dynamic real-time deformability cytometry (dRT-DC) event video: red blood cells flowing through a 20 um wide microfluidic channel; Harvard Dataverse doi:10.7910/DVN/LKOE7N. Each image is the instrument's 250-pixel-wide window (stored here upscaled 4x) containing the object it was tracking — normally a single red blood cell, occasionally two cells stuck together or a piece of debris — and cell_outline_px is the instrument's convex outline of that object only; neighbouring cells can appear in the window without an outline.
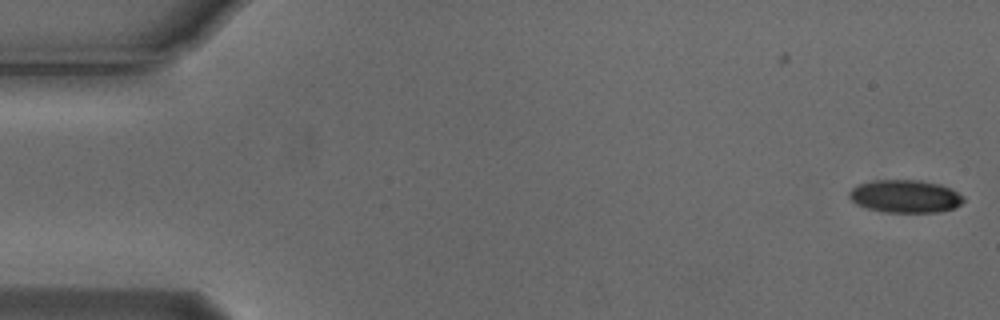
{"species": "Egyptian fruit bat (a non-hibernating species)", "species_latin": "Rousettus aegyptiacus", "temperature_condition": "cold", "stored_images_in_passage": 3, "camera_frame_rate_fps": 3000, "um_per_image_px": 0.085, "animal": {"sex": "male"}, "frame": {"image": 1, "passage_image": 1, "time_ms": 0.0, "image_size_px": [1000, 320], "cell_outline_px": [[964, 200], [956, 208], [940, 212], [884, 212], [864, 208], [856, 204], [848, 196], [848, 192], [856, 184], [872, 180], [920, 180], [940, 184], [952, 188], [964, 196]], "centroid_in_image_um": [76.93, 16.68], "position_along_channel_um": 8.1, "area_um2": 22.25}}